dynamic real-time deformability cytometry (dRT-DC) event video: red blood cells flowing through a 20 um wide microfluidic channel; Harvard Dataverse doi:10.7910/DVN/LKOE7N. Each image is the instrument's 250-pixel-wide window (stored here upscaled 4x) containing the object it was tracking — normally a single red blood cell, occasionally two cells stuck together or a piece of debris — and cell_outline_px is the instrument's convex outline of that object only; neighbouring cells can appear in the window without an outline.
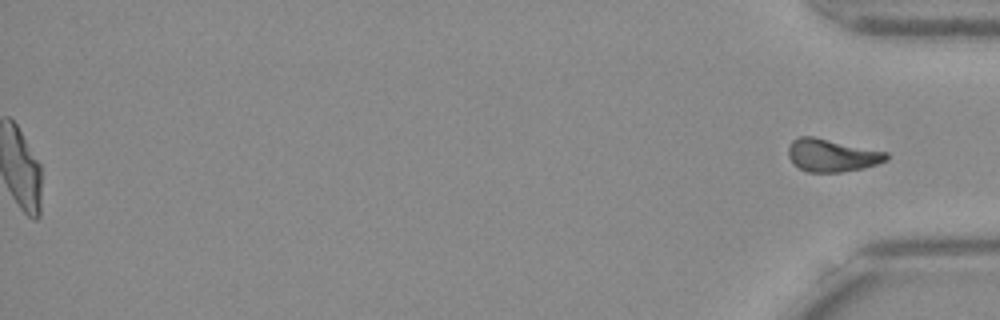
{"species": "Egyptian fruit bat (a non-hibernating species)", "species_latin": "Rousettus aegyptiacus", "temperature_condition": "warm", "stored_images_in_passage": 55, "segment_of_instrument_passage": [2, 2], "camera_frame_rate_fps": 3000, "um_per_image_px": 0.085, "frame": {"image": 1, "passage_image": 55, "time_ms": 18.0, "image_size_px": [1000, 320], "cell_outline_px": [[888, 160], [864, 168], [840, 172], [808, 172], [792, 164], [788, 156], [788, 144], [792, 140], [800, 136], [816, 136], [888, 152]], "centroid_in_image_um": [70.69, 13.19], "position_along_channel_um": 364.5, "area_um2": 19.02}}